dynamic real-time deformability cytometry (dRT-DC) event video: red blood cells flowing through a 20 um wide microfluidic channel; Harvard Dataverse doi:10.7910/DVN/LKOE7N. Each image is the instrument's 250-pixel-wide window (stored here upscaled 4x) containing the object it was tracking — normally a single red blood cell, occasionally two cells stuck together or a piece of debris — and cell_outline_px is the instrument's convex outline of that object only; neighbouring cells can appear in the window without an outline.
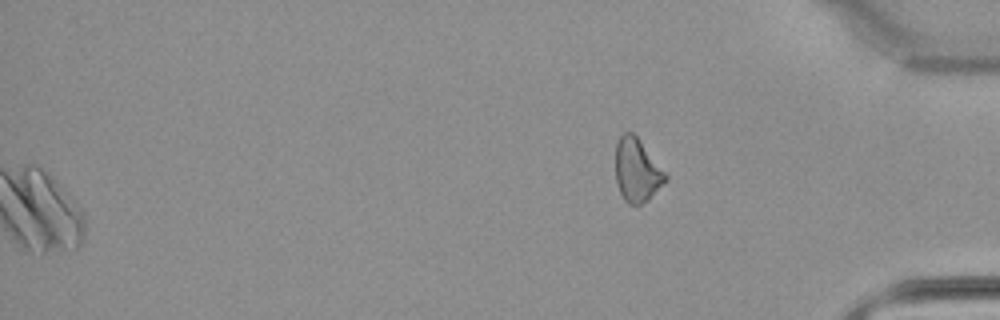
{"species": "common noctule bat (a hibernating species)", "species_latin": "Nyctalus noctula", "temperature_condition": "warm", "stored_images_in_passage": 37, "camera_frame_rate_fps": 3000, "um_per_image_px": 0.085, "animal": {"sex": "male", "body_mass_g": 21.5, "forearm_length_mm": 52.0}, "frame": {"image": 1, "passage_image": 37, "time_ms": 12.0, "image_size_px": [1000, 320], "cell_outline_px": [[668, 180], [648, 200], [640, 204], [628, 204], [624, 200], [620, 192], [616, 180], [616, 140], [624, 132], [632, 132], [636, 136], [668, 176]], "centroid_in_image_um": [54.13, 14.48], "position_along_channel_um": 381.1, "area_um2": 18.26}}